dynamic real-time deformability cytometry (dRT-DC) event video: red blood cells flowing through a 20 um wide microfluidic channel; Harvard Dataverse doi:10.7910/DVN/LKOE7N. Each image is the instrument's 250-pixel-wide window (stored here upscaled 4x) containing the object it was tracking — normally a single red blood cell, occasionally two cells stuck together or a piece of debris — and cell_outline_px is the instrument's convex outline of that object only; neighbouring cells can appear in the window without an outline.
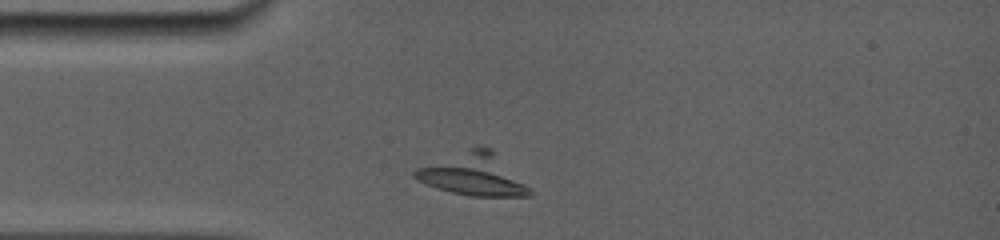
{"species": "common noctule bat (a hibernating species)", "species_latin": "Nyctalus noctula", "temperature_condition": "room temperature", "stored_images_in_passage": 5, "camera_frame_rate_fps": 5000, "um_per_image_px": 0.085, "animal": {"sex": "female", "body_mass_g": 19.0, "forearm_length_mm": 56.7}, "frame": {"image": 1, "passage_image": 1, "time_ms": 0.0, "image_size_px": [1000, 240], "cell_outline_px": [[536, 192], [532, 196], [472, 196], [452, 192], [436, 188], [424, 184], [416, 180], [412, 176], [412, 172], [416, 168], [476, 144], [480, 144], [492, 148]], "centroid_in_image_um": [40.27, 14.81], "position_along_channel_um": 44.7, "area_um2": 28.96}}
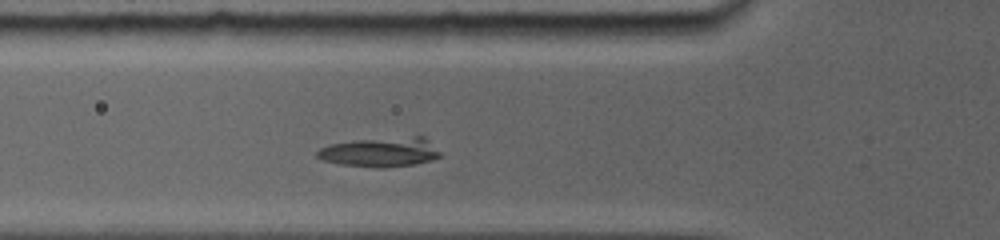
{"frame": {"image": 2, "passage_image": 4, "time_ms": 1.6, "image_size_px": [1000, 240], "cell_outline_px": [[440, 156], [432, 160], [416, 164], [384, 168], [376, 168], [340, 164], [324, 160], [316, 156], [316, 152], [320, 148], [328, 144], [356, 140], [416, 136], [424, 136], [440, 152]], "centroid_in_image_um": [32.34, 12.93], "position_along_channel_um": 93.5, "area_um2": 21.15}}